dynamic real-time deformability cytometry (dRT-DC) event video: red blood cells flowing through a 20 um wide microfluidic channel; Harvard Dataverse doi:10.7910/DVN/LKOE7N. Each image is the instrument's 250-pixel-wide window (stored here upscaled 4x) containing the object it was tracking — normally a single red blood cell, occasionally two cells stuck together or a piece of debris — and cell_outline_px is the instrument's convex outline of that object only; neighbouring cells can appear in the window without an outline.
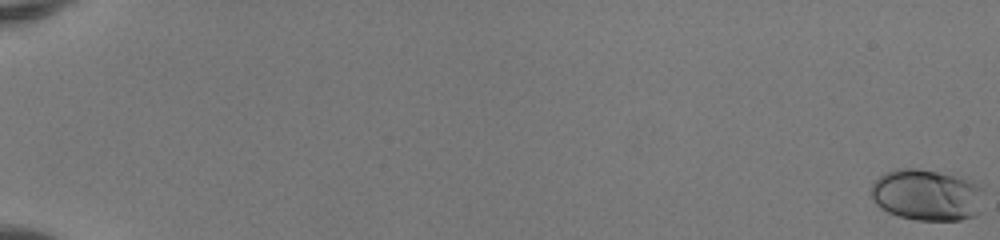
{"species": "human", "species_latin": "Homo sapiens", "temperature_condition": "room temperature", "stored_images_in_passage": 53, "camera_frame_rate_fps": 3000, "um_per_image_px": 0.085, "donor": {"sex": "female"}, "frame": {"image": 1, "passage_image": 1, "time_ms": 0.0, "image_size_px": [1000, 240], "cell_outline_px": [[984, 184], [980, 212], [976, 216], [960, 220], [916, 220], [900, 216], [888, 212], [880, 208], [872, 200], [868, 192], [872, 184], [884, 172], [896, 168], [916, 168], [956, 176], [972, 180]], "centroid_in_image_um": [78.79, 16.57], "position_along_channel_um": 6.2, "area_um2": 34.45}}
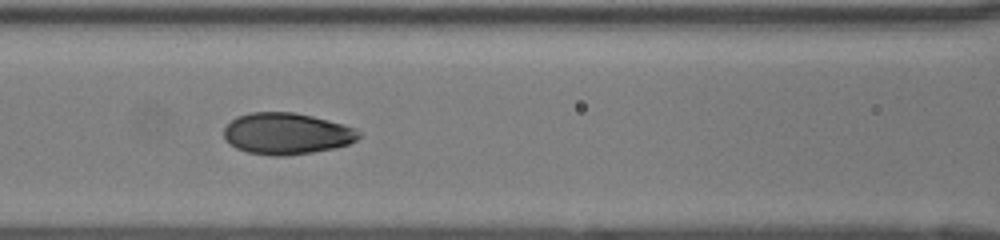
{"frame": {"image": 2, "passage_image": 27, "time_ms": 8.667, "image_size_px": [1000, 240], "cell_outline_px": [[360, 136], [356, 140], [348, 144], [336, 148], [312, 152], [284, 156], [272, 156], [248, 152], [236, 148], [224, 140], [224, 128], [236, 116], [248, 112], [292, 112], [312, 116], [328, 120], [356, 128], [360, 132]], "centroid_in_image_um": [24.35, 11.36], "position_along_channel_um": 142.3, "area_um2": 32.71}}
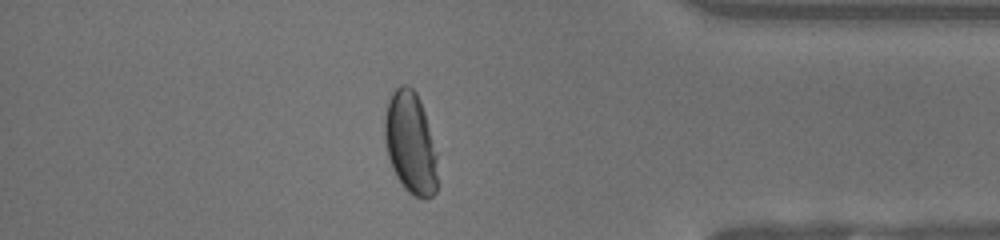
{"frame": {"image": 3, "passage_image": 47, "time_ms": 15.333, "image_size_px": [1000, 240], "cell_outline_px": [[436, 192], [432, 196], [424, 200], [412, 196], [404, 188], [396, 176], [392, 168], [388, 156], [384, 140], [384, 116], [388, 100], [392, 92], [400, 84], [408, 84], [416, 92], [420, 100], [424, 112], [436, 152]], "centroid_in_image_um": [34.86, 12.15], "position_along_channel_um": 400.3, "area_um2": 31.56}, "authors_computed_cell_mechanics": {"area_um2": 32.4836, "velocity_mm_per_s": 4.1589, "shape_relaxation_time_tau1_ms": 3.7179, "shape_relaxation_time_tau2_ms": null, "deformation_change_tau1": 0.1816, "deformation_change_tau2": null}}